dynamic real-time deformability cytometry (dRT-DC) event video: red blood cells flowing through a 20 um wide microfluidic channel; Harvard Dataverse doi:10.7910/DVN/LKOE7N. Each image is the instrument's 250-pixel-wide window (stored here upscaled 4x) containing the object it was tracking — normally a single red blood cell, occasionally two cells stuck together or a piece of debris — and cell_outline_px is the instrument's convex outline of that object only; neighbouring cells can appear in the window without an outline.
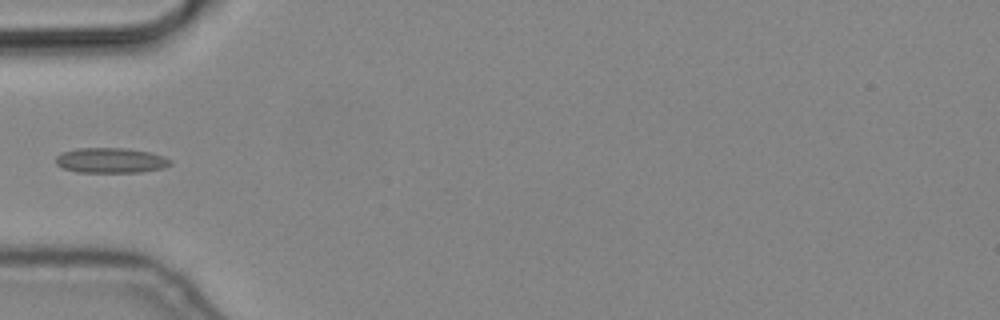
{"species": "common noctule bat (a hibernating species)", "species_latin": "Nyctalus noctula", "temperature_condition": "cold", "stored_images_in_passage": 6, "camera_frame_rate_fps": 3000, "um_per_image_px": 0.085, "animal": {"sex": "male", "body_mass_g": 19.2, "forearm_length_mm": 51.8}, "frame": {"image": 1, "passage_image": 6, "time_ms": 1.667, "image_size_px": [1000, 320], "cell_outline_px": [[172, 164], [164, 168], [140, 172], [76, 172], [64, 168], [56, 164], [56, 156], [60, 152], [76, 148], [124, 148], [148, 152], [164, 156], [172, 160]], "centroid_in_image_um": [9.41, 13.63], "position_along_channel_um": 75.6, "area_um2": 16.88}}